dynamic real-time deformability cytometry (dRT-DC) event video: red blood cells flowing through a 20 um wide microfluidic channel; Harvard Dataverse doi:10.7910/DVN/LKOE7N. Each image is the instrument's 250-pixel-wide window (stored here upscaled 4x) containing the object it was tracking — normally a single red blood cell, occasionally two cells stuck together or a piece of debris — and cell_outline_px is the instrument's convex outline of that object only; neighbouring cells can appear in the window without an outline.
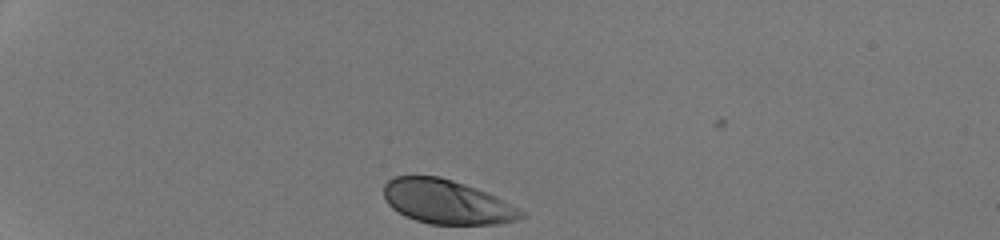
{"species": "human", "species_latin": "Homo sapiens", "temperature_condition": "room temperature", "stored_images_in_passage": 31, "camera_frame_rate_fps": 3000, "um_per_image_px": 0.085, "donor": {"sex": "male"}, "frame": {"image": 1, "passage_image": 1, "time_ms": 0.0, "image_size_px": [1000, 240], "cell_outline_px": [[528, 216], [516, 220], [496, 224], [432, 224], [416, 220], [404, 216], [392, 208], [388, 204], [384, 196], [384, 184], [388, 180], [396, 176], [440, 176], [464, 184], [496, 196], [520, 208]], "centroid_in_image_um": [37.99, 17.16], "position_along_channel_um": 47.0, "area_um2": 35.32}}
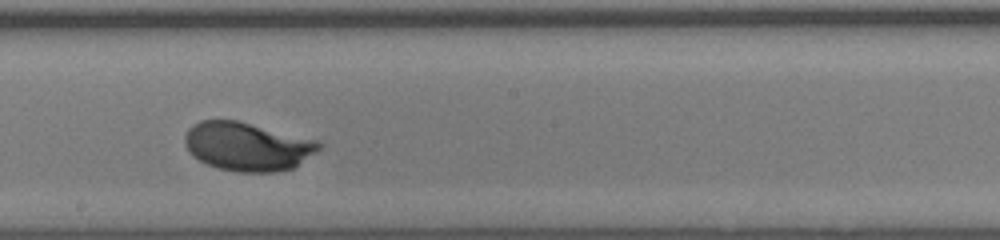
{"frame": {"image": 2, "passage_image": 18, "time_ms": 5.667, "image_size_px": [1000, 240], "cell_outline_px": [[324, 144], [316, 152], [292, 168], [276, 172], [236, 172], [216, 168], [192, 156], [188, 152], [184, 144], [184, 136], [188, 128], [192, 124], [200, 120], [236, 120], [320, 140]], "centroid_in_image_um": [21.01, 12.44], "position_along_channel_um": 227.2, "area_um2": 38.32}}
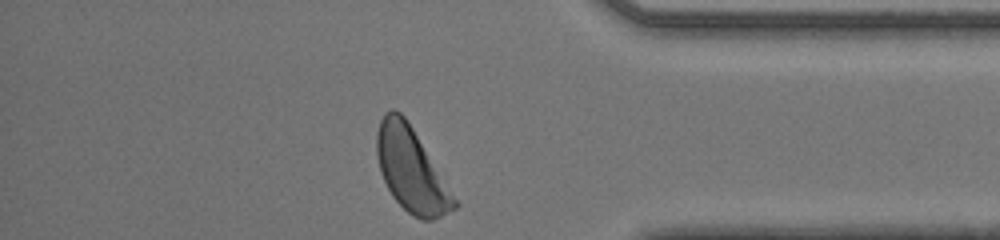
{"frame": {"image": 3, "passage_image": 31, "time_ms": 10.0, "image_size_px": [1000, 240], "cell_outline_px": [[460, 204], [456, 208], [432, 220], [424, 220], [412, 216], [392, 196], [380, 172], [376, 152], [376, 132], [380, 120], [384, 112], [392, 108], [400, 112], [404, 116], [412, 128]], "centroid_in_image_um": [34.93, 14.43], "position_along_channel_um": 400.3, "area_um2": 37.45}, "authors_computed_cell_mechanics": {"area_um2": 37.2232, "velocity_mm_per_s": 4.2396, "shape_relaxation_time_tau1_ms": 2.0569, "shape_relaxation_time_tau2_ms": null, "deformation_change_tau1": 0.1361, "deformation_change_tau2": null}}